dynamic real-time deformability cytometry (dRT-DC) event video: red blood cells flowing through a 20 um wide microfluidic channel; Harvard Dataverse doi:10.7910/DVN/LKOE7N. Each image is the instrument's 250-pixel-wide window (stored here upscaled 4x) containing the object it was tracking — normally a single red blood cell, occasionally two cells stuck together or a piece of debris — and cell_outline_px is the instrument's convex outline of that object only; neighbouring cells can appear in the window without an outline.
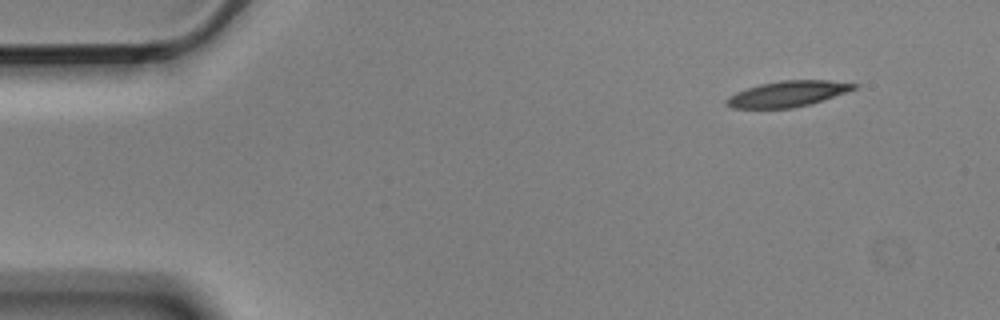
{"species": "Egyptian fruit bat (a non-hibernating species)", "species_latin": "Rousettus aegyptiacus", "temperature_condition": "cold", "stored_images_in_passage": 5, "camera_frame_rate_fps": 3000, "um_per_image_px": 0.085, "animal": {"sex": "male"}, "frame": {"image": 1, "passage_image": 5, "time_ms": 1.333, "image_size_px": [1000, 320], "cell_outline_px": [[860, 84], [856, 88], [808, 104], [792, 108], [732, 108], [724, 104], [724, 100], [728, 96], [736, 92], [760, 84], [780, 80], [828, 80]], "centroid_in_image_um": [66.88, 7.97], "position_along_channel_um": 18.1, "area_um2": 18.9}}